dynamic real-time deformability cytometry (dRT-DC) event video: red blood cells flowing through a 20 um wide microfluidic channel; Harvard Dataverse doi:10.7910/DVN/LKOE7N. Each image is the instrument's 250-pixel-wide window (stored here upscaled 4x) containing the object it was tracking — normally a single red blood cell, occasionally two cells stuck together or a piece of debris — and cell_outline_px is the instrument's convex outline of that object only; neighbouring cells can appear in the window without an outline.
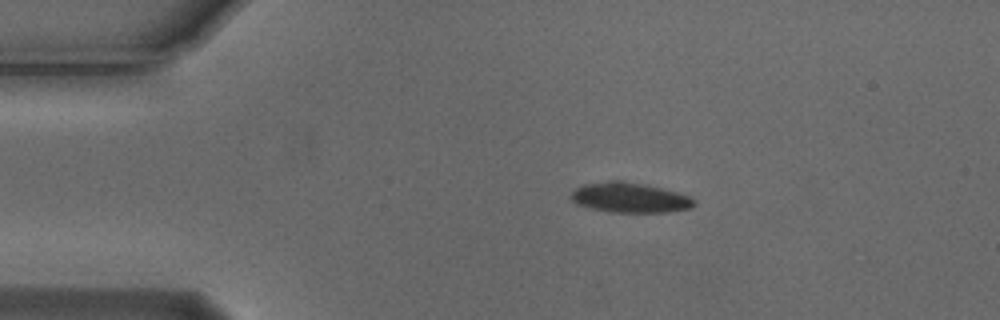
{"species": "Egyptian fruit bat (a non-hibernating species)", "species_latin": "Rousettus aegyptiacus", "temperature_condition": "cold", "stored_images_in_passage": 7, "camera_frame_rate_fps": 3000, "um_per_image_px": 0.085, "animal": {"sex": "male"}, "frame": {"image": 1, "passage_image": 2, "time_ms": 0.333, "image_size_px": [1000, 320], "cell_outline_px": [[696, 204], [692, 208], [668, 212], [612, 212], [592, 208], [576, 204], [572, 200], [572, 192], [576, 188], [584, 184], [608, 180], [620, 180], [644, 184], [676, 192], [688, 196], [696, 200]], "centroid_in_image_um": [53.55, 16.79], "position_along_channel_um": 31.5, "area_um2": 21.44}}
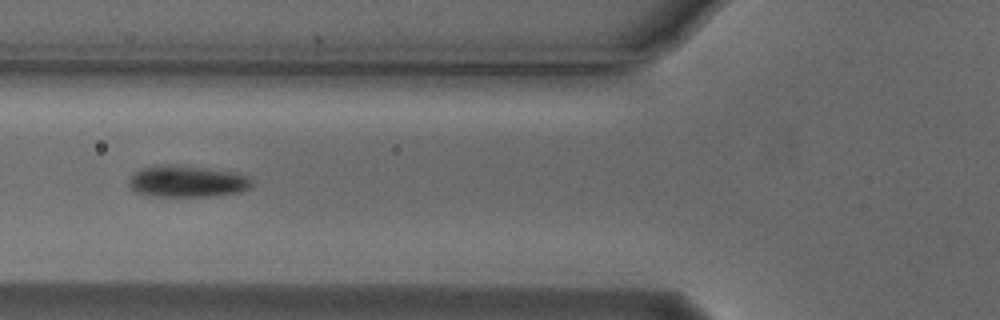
{"frame": {"image": 2, "passage_image": 5, "time_ms": 1.333, "image_size_px": [1000, 320], "cell_outline_px": [[252, 188], [240, 192], [208, 196], [144, 196], [136, 192], [128, 184], [128, 180], [132, 172], [140, 168], [204, 168], [236, 172], [248, 176], [252, 180]], "centroid_in_image_um": [15.94, 15.47], "position_along_channel_um": 109.9, "area_um2": 21.91}}
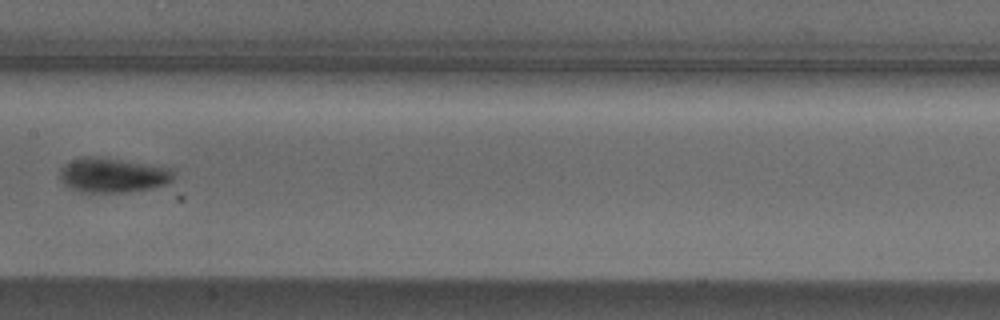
{"frame": {"image": 3, "passage_image": 7, "time_ms": 2.0, "image_size_px": [1000, 320], "cell_outline_px": [[172, 180], [168, 184], [152, 188], [128, 192], [80, 192], [64, 184], [60, 176], [60, 168], [64, 164], [80, 156], [88, 156], [120, 160], [172, 168]], "centroid_in_image_um": [9.57, 14.9], "position_along_channel_um": 197.8, "area_um2": 22.77}}